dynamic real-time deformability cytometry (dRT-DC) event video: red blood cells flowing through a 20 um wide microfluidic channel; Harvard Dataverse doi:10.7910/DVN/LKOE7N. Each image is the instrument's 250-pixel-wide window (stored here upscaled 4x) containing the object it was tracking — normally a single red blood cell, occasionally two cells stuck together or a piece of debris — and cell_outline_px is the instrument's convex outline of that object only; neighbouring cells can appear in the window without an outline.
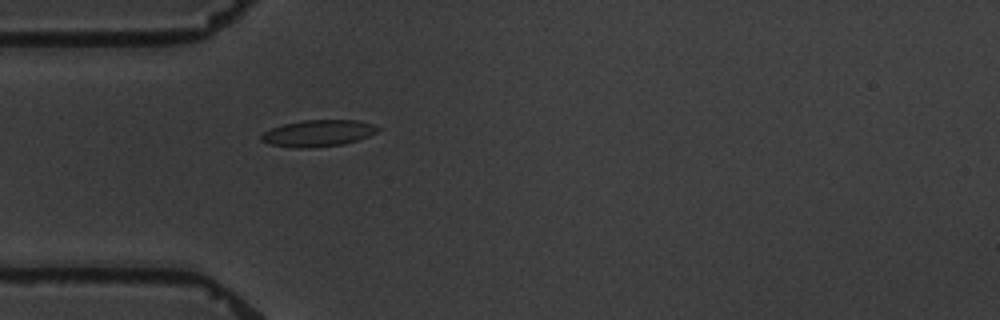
{"species": "common noctule bat (a hibernating species)", "species_latin": "Nyctalus noctula", "temperature_condition": "warm", "stored_images_in_passage": 1, "camera_frame_rate_fps": 3000, "um_per_image_px": 0.085, "animal": {"sex": "male", "body_mass_g": 19.5, "forearm_length_mm": 54.6}, "frame": {"image": 1, "passage_image": 1, "time_ms": 0.0, "image_size_px": [1000, 320], "cell_outline_px": [[380, 128], [376, 132], [368, 136], [344, 144], [308, 148], [296, 148], [268, 144], [260, 140], [260, 136], [264, 132], [272, 128], [284, 124], [304, 120], [356, 120], [372, 124]], "centroid_in_image_um": [27.01, 11.33], "position_along_channel_um": 58.0, "area_um2": 17.92}}